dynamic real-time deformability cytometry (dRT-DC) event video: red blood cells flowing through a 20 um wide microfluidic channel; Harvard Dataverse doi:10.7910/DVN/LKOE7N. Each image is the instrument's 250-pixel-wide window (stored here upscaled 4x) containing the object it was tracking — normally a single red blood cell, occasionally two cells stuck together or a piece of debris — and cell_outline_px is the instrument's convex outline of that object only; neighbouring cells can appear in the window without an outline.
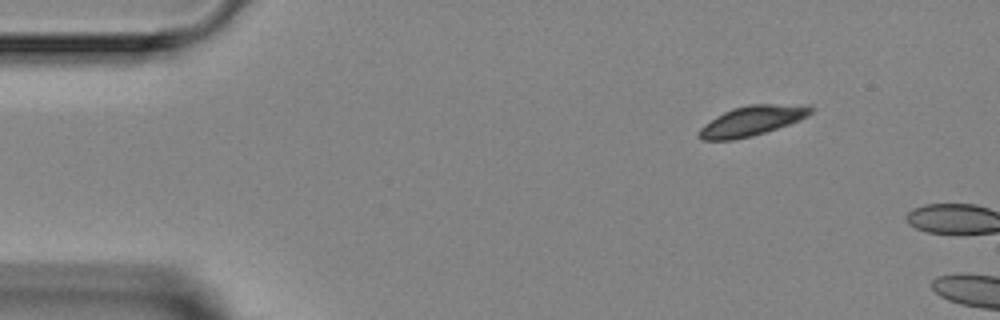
{"species": "Egyptian fruit bat (a non-hibernating species)", "species_latin": "Rousettus aegyptiacus", "temperature_condition": "room temperature", "stored_images_in_passage": 2, "camera_frame_rate_fps": 3000, "um_per_image_px": 0.085, "animal": {"sex": "female"}, "frame": {"image": 1, "passage_image": 1, "time_ms": 0.0, "image_size_px": [1000, 320], "cell_outline_px": [[812, 112], [808, 116], [800, 120], [752, 136], [732, 140], [704, 140], [700, 136], [700, 128], [704, 124], [716, 116], [732, 108], [748, 104], [812, 104]], "centroid_in_image_um": [63.97, 10.24], "position_along_channel_um": 21.0, "area_um2": 19.42}}